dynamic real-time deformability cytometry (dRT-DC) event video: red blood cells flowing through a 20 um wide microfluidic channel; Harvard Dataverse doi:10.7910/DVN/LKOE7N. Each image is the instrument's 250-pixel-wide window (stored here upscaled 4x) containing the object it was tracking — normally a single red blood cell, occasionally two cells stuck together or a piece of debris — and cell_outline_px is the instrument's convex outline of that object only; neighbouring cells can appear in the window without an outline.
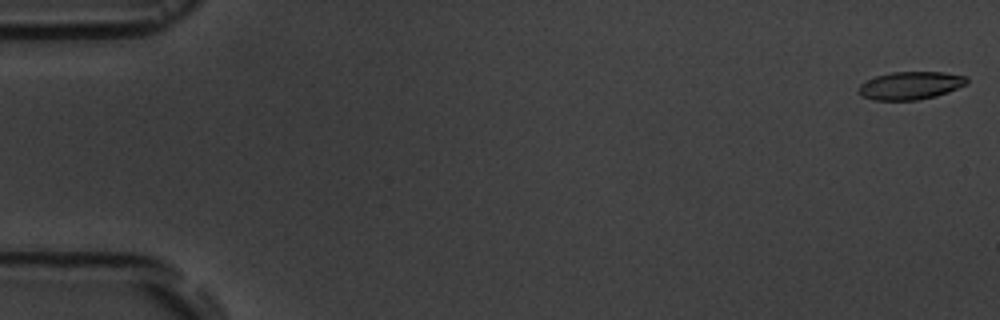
{"species": "common noctule bat (a hibernating species)", "species_latin": "Nyctalus noctula", "temperature_condition": "room temperature", "stored_images_in_passage": 6, "camera_frame_rate_fps": 3000, "um_per_image_px": 0.085, "animal": {"sex": "male", "body_mass_g": 19.5, "forearm_length_mm": 54.6}, "frame": {"image": 1, "passage_image": 1, "time_ms": 0.0, "image_size_px": [1000, 320], "cell_outline_px": [[968, 84], [948, 92], [936, 96], [916, 100], [872, 100], [860, 96], [856, 88], [860, 84], [876, 76], [892, 72], [944, 72], [968, 76]], "centroid_in_image_um": [77.39, 7.27], "position_along_channel_um": 7.6, "area_um2": 17.8}}
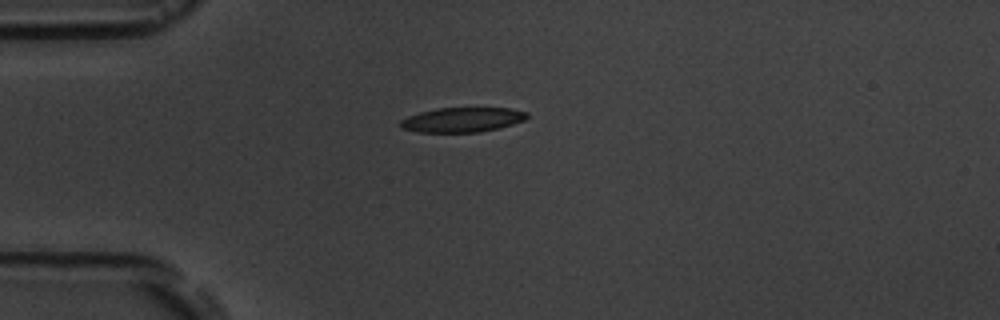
{"frame": {"image": 2, "passage_image": 5, "time_ms": 4.667, "image_size_px": [1000, 320], "cell_outline_px": [[528, 116], [524, 120], [512, 124], [480, 132], [416, 132], [400, 128], [400, 120], [408, 116], [420, 112], [436, 108], [508, 108], [528, 112]], "centroid_in_image_um": [39.25, 10.18], "position_along_channel_um": 45.7, "area_um2": 18.15}}